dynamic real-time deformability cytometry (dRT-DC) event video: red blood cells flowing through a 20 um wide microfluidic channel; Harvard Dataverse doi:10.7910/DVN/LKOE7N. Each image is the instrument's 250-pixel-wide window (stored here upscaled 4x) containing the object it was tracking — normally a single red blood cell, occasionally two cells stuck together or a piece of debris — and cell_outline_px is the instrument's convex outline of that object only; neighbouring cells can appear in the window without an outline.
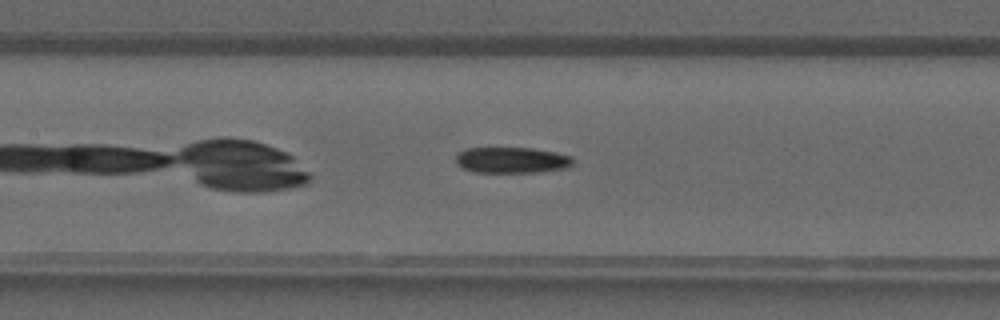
{"species": "common noctule bat (a hibernating species)", "species_latin": "Nyctalus noctula", "temperature_condition": "warm", "stored_images_in_passage": 28, "camera_frame_rate_fps": 3000, "um_per_image_px": 0.085, "animal": {"sex": "male", "forearm_length_mm": 52.5}, "frame": {"image": 1, "passage_image": 7, "time_ms": 2.0, "image_size_px": [1000, 320], "cell_outline_px": [[576, 160], [568, 168], [536, 172], [472, 172], [456, 164], [456, 156], [460, 152], [468, 148], [532, 148], [556, 152], [572, 156]], "centroid_in_image_um": [43.55, 13.61], "position_along_channel_um": 163.9, "area_um2": 17.8}}
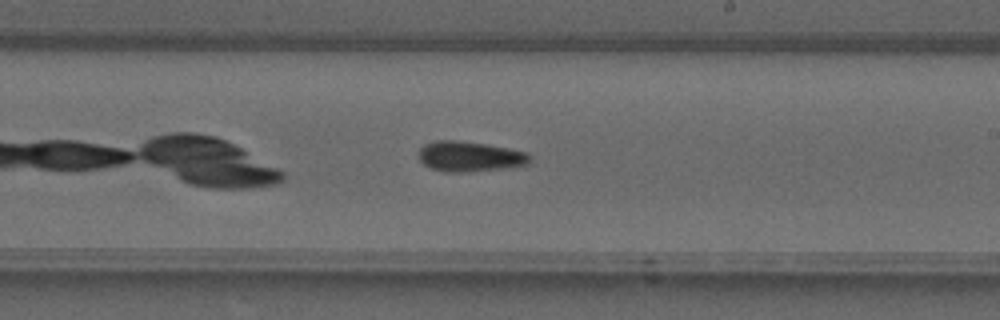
{"frame": {"image": 2, "passage_image": 12, "time_ms": 3.667, "image_size_px": [1000, 320], "cell_outline_px": [[532, 160], [528, 164], [500, 168], [464, 172], [448, 172], [432, 168], [424, 164], [420, 160], [420, 148], [424, 144], [436, 140], [456, 140], [484, 144], [508, 148], [528, 152], [532, 156]], "centroid_in_image_um": [39.95, 13.29], "position_along_channel_um": 249.0, "area_um2": 19.36}}
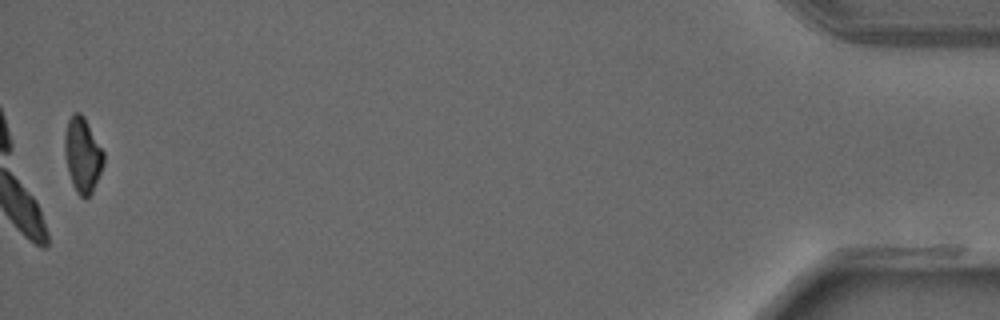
{"frame": {"image": 3, "passage_image": 28, "time_ms": 9.0, "image_size_px": [1000, 320], "cell_outline_px": [[104, 164], [92, 192], [84, 200], [76, 192], [72, 184], [68, 172], [64, 152], [64, 136], [68, 120], [72, 112], [80, 112], [84, 116], [104, 152]], "centroid_in_image_um": [7.01, 13.16], "position_along_channel_um": 428.2, "area_um2": 17.17}}